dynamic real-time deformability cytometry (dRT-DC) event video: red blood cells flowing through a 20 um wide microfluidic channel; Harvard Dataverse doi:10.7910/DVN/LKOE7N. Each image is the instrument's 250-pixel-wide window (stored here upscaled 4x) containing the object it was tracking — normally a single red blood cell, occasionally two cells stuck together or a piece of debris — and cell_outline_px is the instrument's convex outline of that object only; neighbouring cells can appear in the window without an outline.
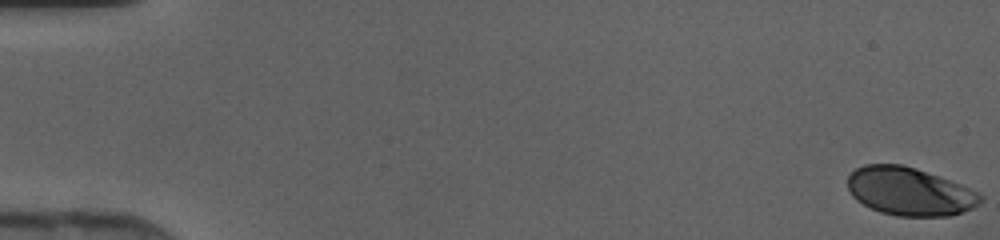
{"species": "human", "species_latin": "Homo sapiens", "temperature_condition": "cold", "stored_images_in_passage": 47, "camera_frame_rate_fps": 3000, "um_per_image_px": 0.085, "donor": {"sex": "female"}, "frame": {"image": 1, "passage_image": 1, "time_ms": 0.0, "image_size_px": [1000, 240], "cell_outline_px": [[980, 200], [972, 208], [948, 216], [896, 216], [880, 212], [856, 200], [852, 196], [848, 188], [848, 176], [856, 168], [864, 164], [900, 164], [916, 168], [960, 184], [976, 192], [980, 196]], "centroid_in_image_um": [77.25, 16.27], "position_along_channel_um": 7.8, "area_um2": 36.76}}
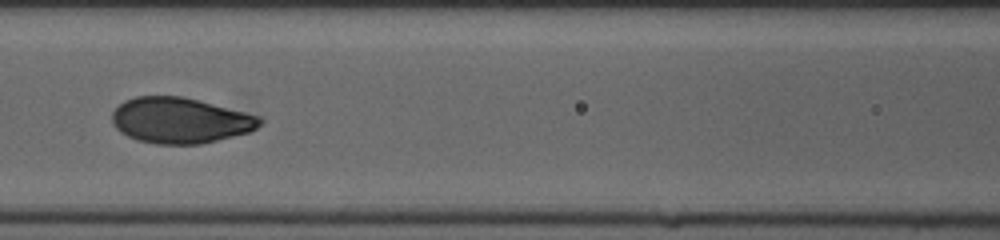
{"frame": {"image": 2, "passage_image": 22, "time_ms": 7.0, "image_size_px": [1000, 240], "cell_outline_px": [[264, 120], [256, 128], [248, 132], [200, 144], [156, 144], [136, 140], [120, 132], [112, 124], [112, 112], [124, 100], [136, 96], [184, 96], [260, 116]], "centroid_in_image_um": [15.29, 10.23], "position_along_channel_um": 151.3, "area_um2": 39.36}}
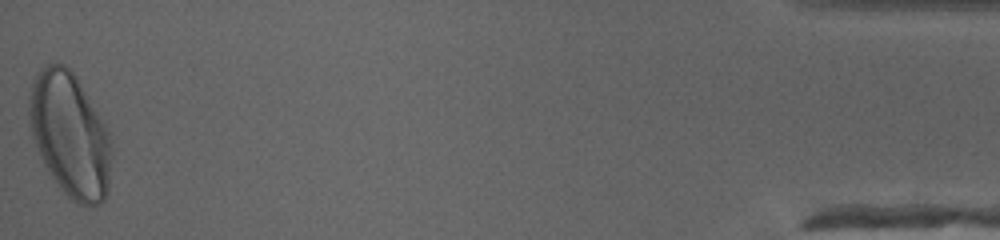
{"frame": {"image": 3, "passage_image": 47, "time_ms": 15.333, "image_size_px": [1000, 240], "cell_outline_px": [[112, 156], [108, 192], [104, 200], [100, 204], [80, 204], [72, 200], [60, 188], [48, 172], [44, 164], [32, 136], [28, 120], [28, 104], [32, 80], [36, 72], [40, 68], [48, 64], [64, 64], [76, 76], [104, 124], [108, 132], [112, 148]], "centroid_in_image_um": [5.93, 11.46], "position_along_channel_um": 429.3, "area_um2": 59.53}}